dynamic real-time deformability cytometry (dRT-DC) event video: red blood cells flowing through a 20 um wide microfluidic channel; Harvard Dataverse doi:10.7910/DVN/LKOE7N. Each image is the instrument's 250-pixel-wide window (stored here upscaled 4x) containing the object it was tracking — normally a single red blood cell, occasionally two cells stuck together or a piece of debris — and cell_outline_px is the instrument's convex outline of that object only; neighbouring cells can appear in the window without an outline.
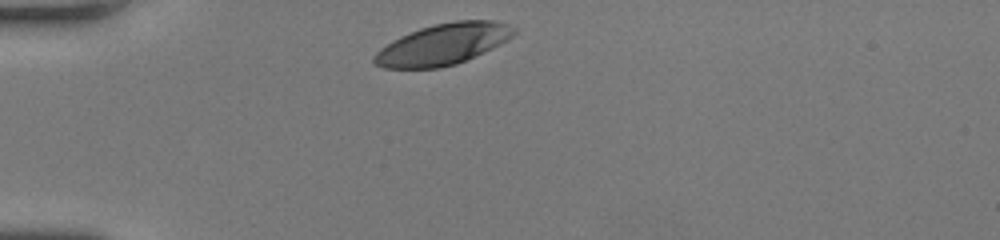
{"species": "human", "species_latin": "Homo sapiens", "temperature_condition": "room temperature", "stored_images_in_passage": 28, "camera_frame_rate_fps": 3000, "um_per_image_px": 0.085, "donor": {"sex": "female"}, "frame": {"image": 1, "passage_image": 1, "time_ms": 0.0, "image_size_px": [1000, 240], "cell_outline_px": [[516, 32], [508, 40], [492, 48], [456, 64], [440, 68], [384, 68], [376, 64], [372, 60], [372, 56], [380, 48], [392, 40], [400, 36], [420, 28], [436, 24], [456, 20], [492, 20], [508, 24], [516, 28]], "centroid_in_image_um": [37.64, 3.76], "position_along_channel_um": 47.4, "area_um2": 33.41}}
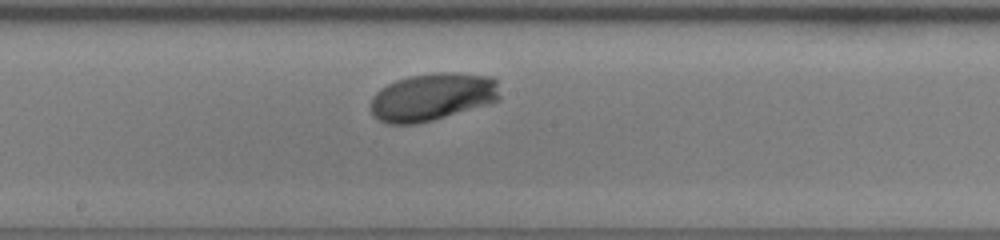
{"frame": {"image": 2, "passage_image": 15, "time_ms": 4.667, "image_size_px": [1000, 240], "cell_outline_px": [[500, 100], [488, 104], [432, 120], [416, 124], [388, 124], [372, 116], [372, 96], [380, 88], [396, 80], [408, 76], [436, 72], [456, 72], [492, 76], [496, 80], [500, 96]], "centroid_in_image_um": [36.76, 8.22], "position_along_channel_um": 211.4, "area_um2": 36.01}}
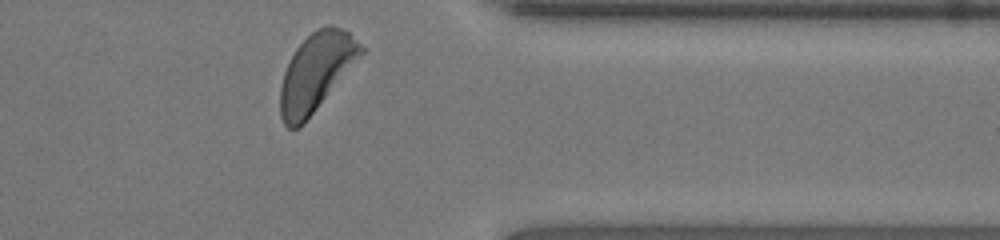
{"frame": {"image": 3, "passage_image": 28, "time_ms": 9.0, "image_size_px": [1000, 240], "cell_outline_px": [[364, 52], [304, 124], [300, 128], [288, 128], [284, 124], [280, 116], [280, 88], [284, 72], [296, 48], [316, 28], [328, 24], [332, 24], [344, 28], [364, 48]], "centroid_in_image_um": [26.86, 6.13], "position_along_channel_um": 384.5, "area_um2": 36.3}, "authors_computed_cell_mechanics": {"area_um2": 34.8245, "velocity_mm_per_s": 4.1559, "shape_relaxation_time_tau1_ms": 1.6905, "shape_relaxation_time_tau2_ms": null, "deformation_change_tau1": 0.1253, "deformation_change_tau2": null}}